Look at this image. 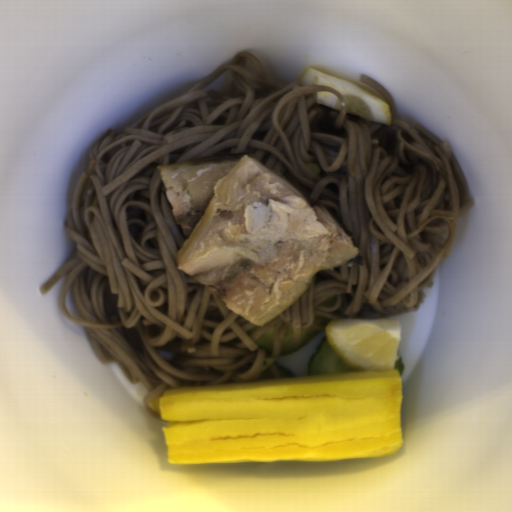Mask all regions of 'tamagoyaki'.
Listing matches in <instances>:
<instances>
[{
    "label": "tamagoyaki",
    "mask_w": 512,
    "mask_h": 512,
    "mask_svg": "<svg viewBox=\"0 0 512 512\" xmlns=\"http://www.w3.org/2000/svg\"><path fill=\"white\" fill-rule=\"evenodd\" d=\"M157 402L170 465L387 457L403 444L398 369L171 387Z\"/></svg>",
    "instance_id": "1"
}]
</instances>
